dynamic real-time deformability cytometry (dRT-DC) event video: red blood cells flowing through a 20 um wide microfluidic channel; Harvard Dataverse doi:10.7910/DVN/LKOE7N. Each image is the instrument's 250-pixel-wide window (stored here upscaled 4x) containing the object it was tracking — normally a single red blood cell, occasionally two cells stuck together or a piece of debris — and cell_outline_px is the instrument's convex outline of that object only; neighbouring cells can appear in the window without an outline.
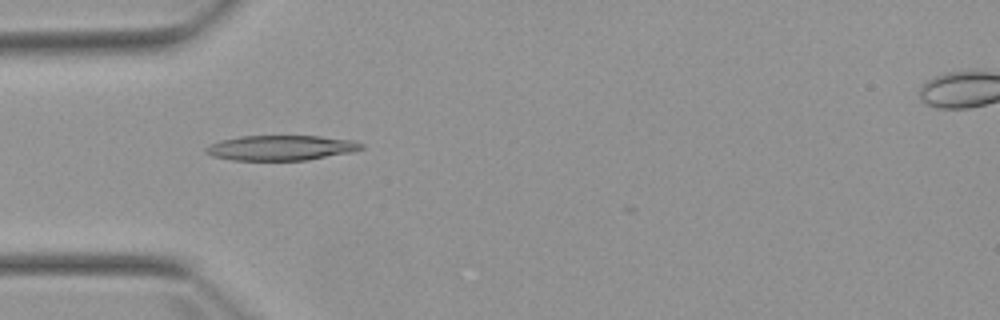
{"species": "Egyptian fruit bat (a non-hibernating species)", "species_latin": "Rousettus aegyptiacus", "temperature_condition": "warm", "stored_images_in_passage": 5, "camera_frame_rate_fps": 3000, "um_per_image_px": 0.085, "animal": {"sex": "female"}, "frame": {"image": 1, "passage_image": 4, "time_ms": 4.333, "image_size_px": [1000, 320], "cell_outline_px": [[364, 148], [352, 152], [308, 160], [232, 160], [212, 156], [204, 152], [204, 148], [220, 140], [240, 136], [320, 136], [352, 140], [364, 144]], "centroid_in_image_um": [23.89, 12.56], "position_along_channel_um": 61.1, "area_um2": 22.77}}
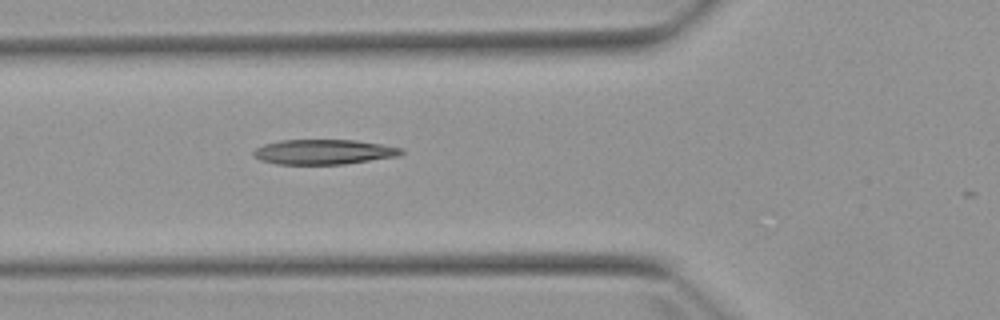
{"frame": {"image": 2, "passage_image": 5, "time_ms": 5.333, "image_size_px": [1000, 320], "cell_outline_px": [[404, 152], [400, 156], [344, 164], [276, 164], [260, 160], [252, 156], [252, 152], [256, 148], [264, 144], [280, 140], [356, 140], [404, 148]], "centroid_in_image_um": [27.52, 12.91], "position_along_channel_um": 98.3, "area_um2": 21.62}}